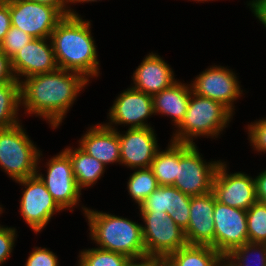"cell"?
I'll list each match as a JSON object with an SVG mask.
<instances>
[{
	"label": "cell",
	"instance_id": "obj_21",
	"mask_svg": "<svg viewBox=\"0 0 266 266\" xmlns=\"http://www.w3.org/2000/svg\"><path fill=\"white\" fill-rule=\"evenodd\" d=\"M191 196L182 193L174 186H158L138 207L140 212H167L190 207Z\"/></svg>",
	"mask_w": 266,
	"mask_h": 266
},
{
	"label": "cell",
	"instance_id": "obj_10",
	"mask_svg": "<svg viewBox=\"0 0 266 266\" xmlns=\"http://www.w3.org/2000/svg\"><path fill=\"white\" fill-rule=\"evenodd\" d=\"M16 182L25 188L22 191L19 212L27 225L37 234L46 227L55 212L63 209L55 202L37 174Z\"/></svg>",
	"mask_w": 266,
	"mask_h": 266
},
{
	"label": "cell",
	"instance_id": "obj_43",
	"mask_svg": "<svg viewBox=\"0 0 266 266\" xmlns=\"http://www.w3.org/2000/svg\"><path fill=\"white\" fill-rule=\"evenodd\" d=\"M193 1H195V2L197 1L198 3L203 1V3H204V2H208V1H214V0H193Z\"/></svg>",
	"mask_w": 266,
	"mask_h": 266
},
{
	"label": "cell",
	"instance_id": "obj_11",
	"mask_svg": "<svg viewBox=\"0 0 266 266\" xmlns=\"http://www.w3.org/2000/svg\"><path fill=\"white\" fill-rule=\"evenodd\" d=\"M191 82L193 93L218 101L235 113L234 102L242 96L243 90L233 70L220 65L210 66Z\"/></svg>",
	"mask_w": 266,
	"mask_h": 266
},
{
	"label": "cell",
	"instance_id": "obj_5",
	"mask_svg": "<svg viewBox=\"0 0 266 266\" xmlns=\"http://www.w3.org/2000/svg\"><path fill=\"white\" fill-rule=\"evenodd\" d=\"M21 123L0 129V168L15 182L37 172L40 150Z\"/></svg>",
	"mask_w": 266,
	"mask_h": 266
},
{
	"label": "cell",
	"instance_id": "obj_28",
	"mask_svg": "<svg viewBox=\"0 0 266 266\" xmlns=\"http://www.w3.org/2000/svg\"><path fill=\"white\" fill-rule=\"evenodd\" d=\"M77 266H124L128 257L99 248L83 249L79 253Z\"/></svg>",
	"mask_w": 266,
	"mask_h": 266
},
{
	"label": "cell",
	"instance_id": "obj_16",
	"mask_svg": "<svg viewBox=\"0 0 266 266\" xmlns=\"http://www.w3.org/2000/svg\"><path fill=\"white\" fill-rule=\"evenodd\" d=\"M11 68L19 82L22 77L24 79L57 70L50 38H33L11 58Z\"/></svg>",
	"mask_w": 266,
	"mask_h": 266
},
{
	"label": "cell",
	"instance_id": "obj_27",
	"mask_svg": "<svg viewBox=\"0 0 266 266\" xmlns=\"http://www.w3.org/2000/svg\"><path fill=\"white\" fill-rule=\"evenodd\" d=\"M136 170V171H135ZM127 182L128 193L135 203L140 204L159 186L152 169H134Z\"/></svg>",
	"mask_w": 266,
	"mask_h": 266
},
{
	"label": "cell",
	"instance_id": "obj_3",
	"mask_svg": "<svg viewBox=\"0 0 266 266\" xmlns=\"http://www.w3.org/2000/svg\"><path fill=\"white\" fill-rule=\"evenodd\" d=\"M88 220L89 237L97 248L129 257L146 254L142 224L128 218L82 207Z\"/></svg>",
	"mask_w": 266,
	"mask_h": 266
},
{
	"label": "cell",
	"instance_id": "obj_2",
	"mask_svg": "<svg viewBox=\"0 0 266 266\" xmlns=\"http://www.w3.org/2000/svg\"><path fill=\"white\" fill-rule=\"evenodd\" d=\"M90 28V21L68 15L50 36L58 68L80 73L89 81L100 74L97 46Z\"/></svg>",
	"mask_w": 266,
	"mask_h": 266
},
{
	"label": "cell",
	"instance_id": "obj_15",
	"mask_svg": "<svg viewBox=\"0 0 266 266\" xmlns=\"http://www.w3.org/2000/svg\"><path fill=\"white\" fill-rule=\"evenodd\" d=\"M124 133L118 131L120 164L132 170L149 168L160 149L155 130L152 127L128 128Z\"/></svg>",
	"mask_w": 266,
	"mask_h": 266
},
{
	"label": "cell",
	"instance_id": "obj_26",
	"mask_svg": "<svg viewBox=\"0 0 266 266\" xmlns=\"http://www.w3.org/2000/svg\"><path fill=\"white\" fill-rule=\"evenodd\" d=\"M254 264L266 266V244L248 241L224 257L225 266H252Z\"/></svg>",
	"mask_w": 266,
	"mask_h": 266
},
{
	"label": "cell",
	"instance_id": "obj_44",
	"mask_svg": "<svg viewBox=\"0 0 266 266\" xmlns=\"http://www.w3.org/2000/svg\"><path fill=\"white\" fill-rule=\"evenodd\" d=\"M1 206L2 205H0V213H3V208Z\"/></svg>",
	"mask_w": 266,
	"mask_h": 266
},
{
	"label": "cell",
	"instance_id": "obj_29",
	"mask_svg": "<svg viewBox=\"0 0 266 266\" xmlns=\"http://www.w3.org/2000/svg\"><path fill=\"white\" fill-rule=\"evenodd\" d=\"M246 214L249 242L266 244V205L257 201Z\"/></svg>",
	"mask_w": 266,
	"mask_h": 266
},
{
	"label": "cell",
	"instance_id": "obj_8",
	"mask_svg": "<svg viewBox=\"0 0 266 266\" xmlns=\"http://www.w3.org/2000/svg\"><path fill=\"white\" fill-rule=\"evenodd\" d=\"M146 254L167 257L187 245L184 230L167 212H140Z\"/></svg>",
	"mask_w": 266,
	"mask_h": 266
},
{
	"label": "cell",
	"instance_id": "obj_22",
	"mask_svg": "<svg viewBox=\"0 0 266 266\" xmlns=\"http://www.w3.org/2000/svg\"><path fill=\"white\" fill-rule=\"evenodd\" d=\"M64 151L71 159L73 174L81 190L93 187V184H96L97 180L101 179V176L104 175L106 166L93 156L88 155L79 146L74 150L67 146V148H64Z\"/></svg>",
	"mask_w": 266,
	"mask_h": 266
},
{
	"label": "cell",
	"instance_id": "obj_36",
	"mask_svg": "<svg viewBox=\"0 0 266 266\" xmlns=\"http://www.w3.org/2000/svg\"><path fill=\"white\" fill-rule=\"evenodd\" d=\"M40 4L49 5L51 7L57 8L64 16H81L74 11L73 8H70L68 5V0H32ZM69 6V7H68ZM72 9V10H71Z\"/></svg>",
	"mask_w": 266,
	"mask_h": 266
},
{
	"label": "cell",
	"instance_id": "obj_23",
	"mask_svg": "<svg viewBox=\"0 0 266 266\" xmlns=\"http://www.w3.org/2000/svg\"><path fill=\"white\" fill-rule=\"evenodd\" d=\"M167 258L175 266H225L224 257L211 246L187 244Z\"/></svg>",
	"mask_w": 266,
	"mask_h": 266
},
{
	"label": "cell",
	"instance_id": "obj_42",
	"mask_svg": "<svg viewBox=\"0 0 266 266\" xmlns=\"http://www.w3.org/2000/svg\"><path fill=\"white\" fill-rule=\"evenodd\" d=\"M97 1H100V0H68V4H77V3H88V2H97Z\"/></svg>",
	"mask_w": 266,
	"mask_h": 266
},
{
	"label": "cell",
	"instance_id": "obj_7",
	"mask_svg": "<svg viewBox=\"0 0 266 266\" xmlns=\"http://www.w3.org/2000/svg\"><path fill=\"white\" fill-rule=\"evenodd\" d=\"M42 151H40L37 161L36 174L44 182L48 192L51 194L55 202L64 210L68 209L71 212L73 207L80 205L81 189L78 187L75 180L72 168V162L69 155L63 150L55 157L46 162L47 175L39 172L38 165L40 164ZM72 208V209H71Z\"/></svg>",
	"mask_w": 266,
	"mask_h": 266
},
{
	"label": "cell",
	"instance_id": "obj_24",
	"mask_svg": "<svg viewBox=\"0 0 266 266\" xmlns=\"http://www.w3.org/2000/svg\"><path fill=\"white\" fill-rule=\"evenodd\" d=\"M21 106L20 82L0 84V129L19 124V107Z\"/></svg>",
	"mask_w": 266,
	"mask_h": 266
},
{
	"label": "cell",
	"instance_id": "obj_33",
	"mask_svg": "<svg viewBox=\"0 0 266 266\" xmlns=\"http://www.w3.org/2000/svg\"><path fill=\"white\" fill-rule=\"evenodd\" d=\"M16 230L17 229L14 227H4L0 225V266L11 257L17 238Z\"/></svg>",
	"mask_w": 266,
	"mask_h": 266
},
{
	"label": "cell",
	"instance_id": "obj_1",
	"mask_svg": "<svg viewBox=\"0 0 266 266\" xmlns=\"http://www.w3.org/2000/svg\"><path fill=\"white\" fill-rule=\"evenodd\" d=\"M88 84L82 74L60 68L33 75L20 82L21 106L25 114L39 116L56 129Z\"/></svg>",
	"mask_w": 266,
	"mask_h": 266
},
{
	"label": "cell",
	"instance_id": "obj_17",
	"mask_svg": "<svg viewBox=\"0 0 266 266\" xmlns=\"http://www.w3.org/2000/svg\"><path fill=\"white\" fill-rule=\"evenodd\" d=\"M215 195L211 191L200 196H191L189 225L184 230L188 244L206 245L214 248Z\"/></svg>",
	"mask_w": 266,
	"mask_h": 266
},
{
	"label": "cell",
	"instance_id": "obj_38",
	"mask_svg": "<svg viewBox=\"0 0 266 266\" xmlns=\"http://www.w3.org/2000/svg\"><path fill=\"white\" fill-rule=\"evenodd\" d=\"M155 264L156 256L144 254L137 257H129L124 266H155Z\"/></svg>",
	"mask_w": 266,
	"mask_h": 266
},
{
	"label": "cell",
	"instance_id": "obj_6",
	"mask_svg": "<svg viewBox=\"0 0 266 266\" xmlns=\"http://www.w3.org/2000/svg\"><path fill=\"white\" fill-rule=\"evenodd\" d=\"M196 144L177 142V175L174 187L190 196L212 191L213 180L221 160L206 162Z\"/></svg>",
	"mask_w": 266,
	"mask_h": 266
},
{
	"label": "cell",
	"instance_id": "obj_20",
	"mask_svg": "<svg viewBox=\"0 0 266 266\" xmlns=\"http://www.w3.org/2000/svg\"><path fill=\"white\" fill-rule=\"evenodd\" d=\"M191 92L190 84L176 81L168 88L154 94L152 97L155 115L170 116L173 126L177 127L187 112Z\"/></svg>",
	"mask_w": 266,
	"mask_h": 266
},
{
	"label": "cell",
	"instance_id": "obj_4",
	"mask_svg": "<svg viewBox=\"0 0 266 266\" xmlns=\"http://www.w3.org/2000/svg\"><path fill=\"white\" fill-rule=\"evenodd\" d=\"M233 115L220 102L191 92L187 112L170 141L195 144L193 141L197 137L218 138L228 127Z\"/></svg>",
	"mask_w": 266,
	"mask_h": 266
},
{
	"label": "cell",
	"instance_id": "obj_31",
	"mask_svg": "<svg viewBox=\"0 0 266 266\" xmlns=\"http://www.w3.org/2000/svg\"><path fill=\"white\" fill-rule=\"evenodd\" d=\"M248 139L253 150L266 153V118L256 120L248 124Z\"/></svg>",
	"mask_w": 266,
	"mask_h": 266
},
{
	"label": "cell",
	"instance_id": "obj_12",
	"mask_svg": "<svg viewBox=\"0 0 266 266\" xmlns=\"http://www.w3.org/2000/svg\"><path fill=\"white\" fill-rule=\"evenodd\" d=\"M212 192L224 205L248 210L257 202L255 179L244 172L229 173L227 164H219L213 180Z\"/></svg>",
	"mask_w": 266,
	"mask_h": 266
},
{
	"label": "cell",
	"instance_id": "obj_9",
	"mask_svg": "<svg viewBox=\"0 0 266 266\" xmlns=\"http://www.w3.org/2000/svg\"><path fill=\"white\" fill-rule=\"evenodd\" d=\"M9 4L11 25L33 38H50L65 17L57 8L32 0H5Z\"/></svg>",
	"mask_w": 266,
	"mask_h": 266
},
{
	"label": "cell",
	"instance_id": "obj_30",
	"mask_svg": "<svg viewBox=\"0 0 266 266\" xmlns=\"http://www.w3.org/2000/svg\"><path fill=\"white\" fill-rule=\"evenodd\" d=\"M33 37L28 35L23 30L11 26L4 40L0 44V50L10 59L21 50L24 45L29 43Z\"/></svg>",
	"mask_w": 266,
	"mask_h": 266
},
{
	"label": "cell",
	"instance_id": "obj_37",
	"mask_svg": "<svg viewBox=\"0 0 266 266\" xmlns=\"http://www.w3.org/2000/svg\"><path fill=\"white\" fill-rule=\"evenodd\" d=\"M247 5L250 6L251 12L266 28V0H251Z\"/></svg>",
	"mask_w": 266,
	"mask_h": 266
},
{
	"label": "cell",
	"instance_id": "obj_32",
	"mask_svg": "<svg viewBox=\"0 0 266 266\" xmlns=\"http://www.w3.org/2000/svg\"><path fill=\"white\" fill-rule=\"evenodd\" d=\"M57 256L47 248L34 247L29 254L25 266H59Z\"/></svg>",
	"mask_w": 266,
	"mask_h": 266
},
{
	"label": "cell",
	"instance_id": "obj_39",
	"mask_svg": "<svg viewBox=\"0 0 266 266\" xmlns=\"http://www.w3.org/2000/svg\"><path fill=\"white\" fill-rule=\"evenodd\" d=\"M256 195L258 202L266 205V170L262 171L255 178Z\"/></svg>",
	"mask_w": 266,
	"mask_h": 266
},
{
	"label": "cell",
	"instance_id": "obj_25",
	"mask_svg": "<svg viewBox=\"0 0 266 266\" xmlns=\"http://www.w3.org/2000/svg\"><path fill=\"white\" fill-rule=\"evenodd\" d=\"M168 144L165 150L157 151L150 166L160 186H173L177 175V142Z\"/></svg>",
	"mask_w": 266,
	"mask_h": 266
},
{
	"label": "cell",
	"instance_id": "obj_18",
	"mask_svg": "<svg viewBox=\"0 0 266 266\" xmlns=\"http://www.w3.org/2000/svg\"><path fill=\"white\" fill-rule=\"evenodd\" d=\"M174 76L172 67L158 54L151 52L134 71L131 87L153 96L175 83L177 79Z\"/></svg>",
	"mask_w": 266,
	"mask_h": 266
},
{
	"label": "cell",
	"instance_id": "obj_13",
	"mask_svg": "<svg viewBox=\"0 0 266 266\" xmlns=\"http://www.w3.org/2000/svg\"><path fill=\"white\" fill-rule=\"evenodd\" d=\"M214 249L223 257L249 241L246 210L220 203L215 198Z\"/></svg>",
	"mask_w": 266,
	"mask_h": 266
},
{
	"label": "cell",
	"instance_id": "obj_14",
	"mask_svg": "<svg viewBox=\"0 0 266 266\" xmlns=\"http://www.w3.org/2000/svg\"><path fill=\"white\" fill-rule=\"evenodd\" d=\"M153 114L155 116L152 95L130 86L118 94L107 115L109 122L104 124L112 129L122 124L130 125L128 128H148L151 126L146 123L147 119Z\"/></svg>",
	"mask_w": 266,
	"mask_h": 266
},
{
	"label": "cell",
	"instance_id": "obj_35",
	"mask_svg": "<svg viewBox=\"0 0 266 266\" xmlns=\"http://www.w3.org/2000/svg\"><path fill=\"white\" fill-rule=\"evenodd\" d=\"M6 82H19L12 71L11 59L0 50V84Z\"/></svg>",
	"mask_w": 266,
	"mask_h": 266
},
{
	"label": "cell",
	"instance_id": "obj_34",
	"mask_svg": "<svg viewBox=\"0 0 266 266\" xmlns=\"http://www.w3.org/2000/svg\"><path fill=\"white\" fill-rule=\"evenodd\" d=\"M11 26L9 4L5 0H0V44Z\"/></svg>",
	"mask_w": 266,
	"mask_h": 266
},
{
	"label": "cell",
	"instance_id": "obj_40",
	"mask_svg": "<svg viewBox=\"0 0 266 266\" xmlns=\"http://www.w3.org/2000/svg\"><path fill=\"white\" fill-rule=\"evenodd\" d=\"M189 211L190 207L176 209L169 216L173 219V221L185 230L189 225Z\"/></svg>",
	"mask_w": 266,
	"mask_h": 266
},
{
	"label": "cell",
	"instance_id": "obj_41",
	"mask_svg": "<svg viewBox=\"0 0 266 266\" xmlns=\"http://www.w3.org/2000/svg\"><path fill=\"white\" fill-rule=\"evenodd\" d=\"M155 266H175L167 257L156 256Z\"/></svg>",
	"mask_w": 266,
	"mask_h": 266
},
{
	"label": "cell",
	"instance_id": "obj_19",
	"mask_svg": "<svg viewBox=\"0 0 266 266\" xmlns=\"http://www.w3.org/2000/svg\"><path fill=\"white\" fill-rule=\"evenodd\" d=\"M78 142L82 150L105 166L114 163L120 164V142L117 127L112 129L104 123H98L89 127Z\"/></svg>",
	"mask_w": 266,
	"mask_h": 266
}]
</instances>
